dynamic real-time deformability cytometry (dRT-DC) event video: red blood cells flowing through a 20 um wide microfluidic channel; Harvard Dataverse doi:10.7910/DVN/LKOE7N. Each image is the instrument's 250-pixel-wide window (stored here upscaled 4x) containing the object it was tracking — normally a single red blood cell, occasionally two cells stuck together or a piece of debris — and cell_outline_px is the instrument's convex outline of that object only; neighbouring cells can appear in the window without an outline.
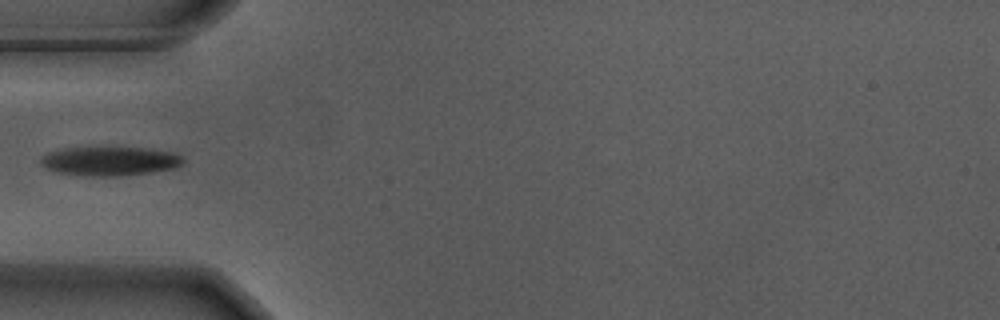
{"species": "Egyptian fruit bat (a non-hibernating species)", "species_latin": "Rousettus aegyptiacus", "temperature_condition": "warm", "stored_images_in_passage": 6, "camera_frame_rate_fps": 3000, "um_per_image_px": 0.085, "animal": {"sex": "male"}, "frame": {"image": 1, "passage_image": 1, "time_ms": 0.0, "image_size_px": [1000, 320], "cell_outline_px": [[184, 164], [176, 168], [152, 172], [120, 176], [92, 176], [56, 172], [40, 164], [40, 156], [48, 152], [64, 148], [144, 148], [176, 152], [184, 160]], "centroid_in_image_um": [9.36, 13.7], "position_along_channel_um": 75.6, "area_um2": 24.1}}